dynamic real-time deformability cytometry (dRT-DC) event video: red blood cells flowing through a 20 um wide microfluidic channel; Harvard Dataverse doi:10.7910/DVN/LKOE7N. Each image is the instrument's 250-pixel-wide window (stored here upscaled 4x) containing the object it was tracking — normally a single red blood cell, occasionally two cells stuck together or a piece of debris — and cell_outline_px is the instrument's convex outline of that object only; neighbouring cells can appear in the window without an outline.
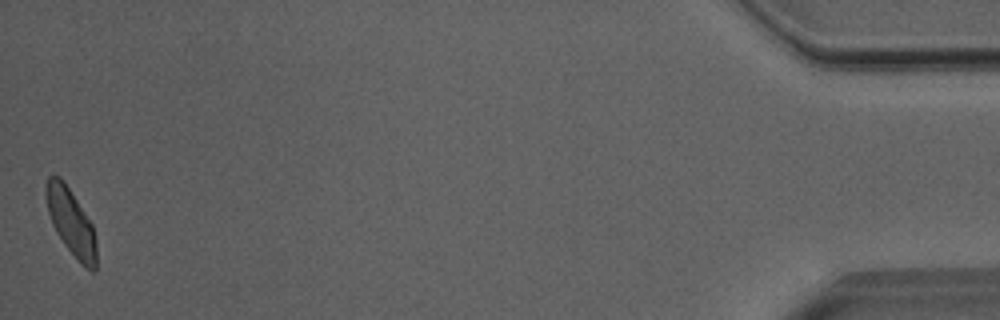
{"species": "Egyptian fruit bat (a non-hibernating species)", "species_latin": "Rousettus aegyptiacus", "temperature_condition": "room temperature", "stored_images_in_passage": 37, "camera_frame_rate_fps": 3000, "um_per_image_px": 0.085, "animal": {"sex": "male"}, "frame": {"image": 1, "passage_image": 37, "time_ms": 12.0, "image_size_px": [1000, 320], "cell_outline_px": [[96, 268], [92, 272], [84, 268], [80, 264], [64, 244], [56, 232], [52, 224], [48, 212], [44, 196], [44, 188], [48, 176], [52, 172], [60, 176], [64, 180], [92, 224], [96, 240]], "centroid_in_image_um": [6.0, 18.84], "position_along_channel_um": 429.2, "area_um2": 19.94}, "authors_computed_cell_mechanics": {"area_um2": 19.941, "velocity_mm_per_s": 4.0123, "shape_relaxation_time_tau1_ms": 3.892, "shape_relaxation_time_tau2_ms": 2.1277, "deformation_change_tau1": 0.111, "deformation_change_tau2": 0.0799}}